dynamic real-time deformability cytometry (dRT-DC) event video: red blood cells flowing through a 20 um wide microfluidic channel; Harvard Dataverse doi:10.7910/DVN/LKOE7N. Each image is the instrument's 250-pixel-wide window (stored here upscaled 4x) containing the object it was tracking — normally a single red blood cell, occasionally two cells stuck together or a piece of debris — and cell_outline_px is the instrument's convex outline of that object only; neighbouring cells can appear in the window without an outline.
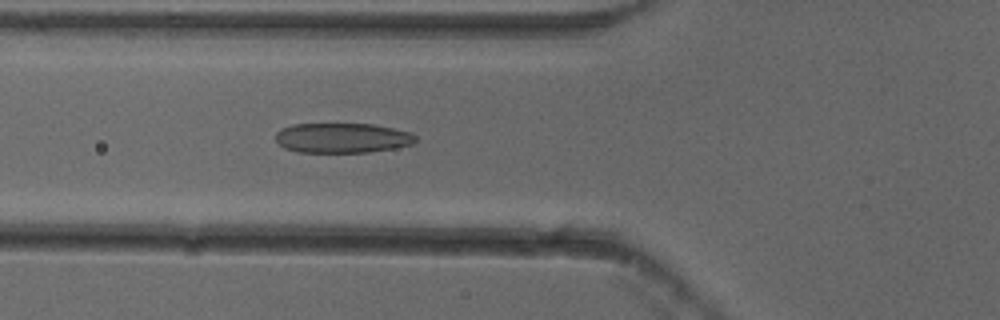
{"species": "common noctule bat (a hibernating species)", "species_latin": "Nyctalus noctula", "temperature_condition": "cold", "stored_images_in_passage": 52, "camera_frame_rate_fps": 3000, "um_per_image_px": 0.085, "animal": {"sex": "female"}, "frame": {"image": 1, "passage_image": 19, "time_ms": 6.0, "image_size_px": [1000, 320], "cell_outline_px": [[416, 140], [412, 144], [396, 148], [368, 152], [296, 152], [284, 148], [276, 140], [276, 132], [292, 124], [372, 124], [392, 128], [408, 132], [416, 136]], "centroid_in_image_um": [29.08, 11.73], "position_along_channel_um": 96.7, "area_um2": 24.28}}
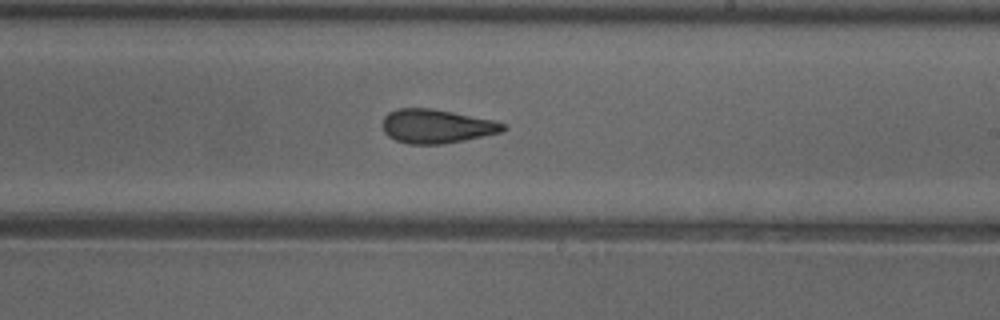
{"frame": {"image": 2, "passage_image": 31, "time_ms": 10.0, "image_size_px": [1000, 320], "cell_outline_px": [[508, 128], [500, 132], [464, 140], [440, 144], [408, 144], [396, 140], [388, 136], [384, 132], [380, 124], [384, 116], [388, 112], [400, 108], [432, 108], [496, 120], [504, 124]], "centroid_in_image_um": [37.07, 10.72], "position_along_channel_um": 251.9, "area_um2": 23.99}}
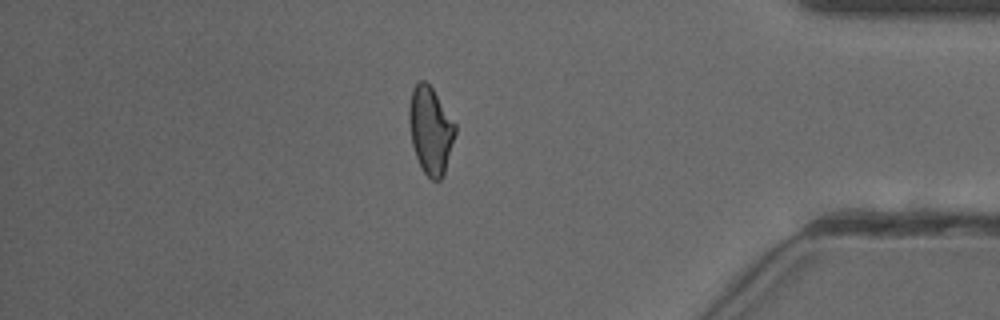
{"frame": {"image": 3, "passage_image": 45, "time_ms": 14.667, "image_size_px": [1000, 320], "cell_outline_px": [[456, 132], [444, 172], [440, 180], [432, 180], [424, 172], [416, 156], [412, 144], [408, 120], [408, 108], [412, 88], [420, 80], [424, 80], [432, 88], [456, 124]], "centroid_in_image_um": [36.58, 11.04], "position_along_channel_um": 398.6, "area_um2": 23.24}, "authors_computed_cell_mechanics": {"area_um2": 24.1893, "velocity_mm_per_s": 3.8624, "shape_relaxation_time_tau1_ms": 10.7669, "shape_relaxation_time_tau2_ms": 1.9002, "deformation_change_tau1": 0.2192, "deformation_change_tau2": 0.0913}}